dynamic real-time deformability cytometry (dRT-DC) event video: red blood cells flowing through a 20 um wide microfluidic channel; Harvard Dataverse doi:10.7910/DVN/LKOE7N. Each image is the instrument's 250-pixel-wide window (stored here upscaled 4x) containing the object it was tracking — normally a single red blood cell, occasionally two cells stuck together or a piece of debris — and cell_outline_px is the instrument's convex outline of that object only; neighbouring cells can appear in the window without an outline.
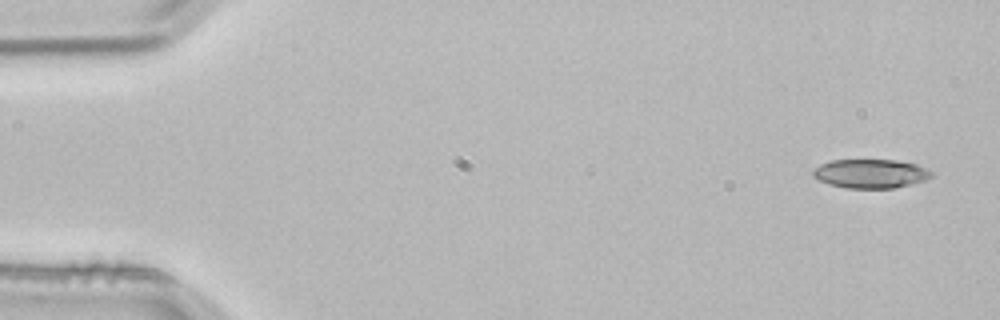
{"species": "common noctule bat (a hibernating species)", "species_latin": "Nyctalus noctula", "temperature_condition": "room temperature", "stored_images_in_passage": 4, "camera_frame_rate_fps": 3000, "um_per_image_px": 0.085, "animal": {"sex": "male", "body_mass_g": 21.5, "forearm_length_mm": 52.0}, "frame": {"image": 1, "passage_image": 1, "time_ms": 0.0, "image_size_px": [1000, 320], "cell_outline_px": [[936, 176], [924, 180], [896, 188], [848, 188], [828, 184], [812, 176], [812, 172], [820, 164], [832, 160], [896, 160], [916, 164], [932, 172]], "centroid_in_image_um": [74.01, 14.76], "position_along_channel_um": 11.0, "area_um2": 19.94}}
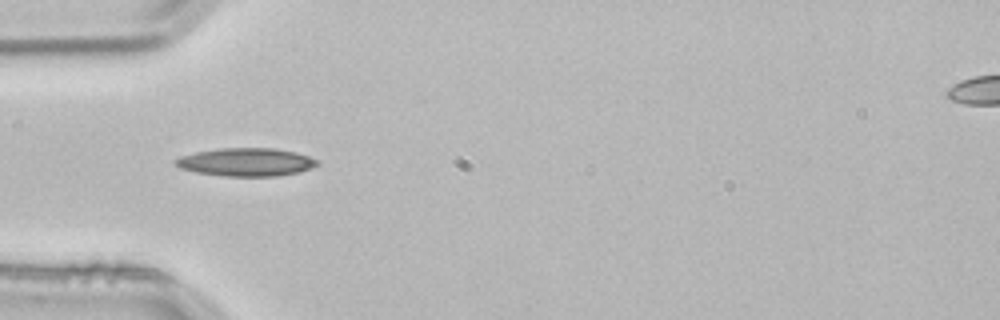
{"frame": {"image": 2, "passage_image": 4, "time_ms": 1.0, "image_size_px": [1000, 320], "cell_outline_px": [[320, 164], [300, 172], [276, 176], [224, 176], [196, 172], [180, 168], [172, 160], [180, 156], [196, 152], [216, 148], [272, 148], [296, 152], [320, 160]], "centroid_in_image_um": [20.93, 13.77], "position_along_channel_um": 64.1, "area_um2": 23.35}}